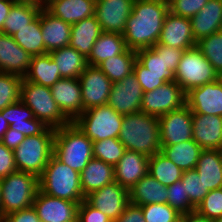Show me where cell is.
I'll return each instance as SVG.
<instances>
[{
    "instance_id": "61",
    "label": "cell",
    "mask_w": 222,
    "mask_h": 222,
    "mask_svg": "<svg viewBox=\"0 0 222 222\" xmlns=\"http://www.w3.org/2000/svg\"><path fill=\"white\" fill-rule=\"evenodd\" d=\"M213 222H222V217H221V218H218V219L213 220Z\"/></svg>"
},
{
    "instance_id": "32",
    "label": "cell",
    "mask_w": 222,
    "mask_h": 222,
    "mask_svg": "<svg viewBox=\"0 0 222 222\" xmlns=\"http://www.w3.org/2000/svg\"><path fill=\"white\" fill-rule=\"evenodd\" d=\"M49 54L58 66L61 78H79L88 66L87 58L70 45L53 50Z\"/></svg>"
},
{
    "instance_id": "11",
    "label": "cell",
    "mask_w": 222,
    "mask_h": 222,
    "mask_svg": "<svg viewBox=\"0 0 222 222\" xmlns=\"http://www.w3.org/2000/svg\"><path fill=\"white\" fill-rule=\"evenodd\" d=\"M158 119L161 146H171L193 139L192 111L186 104L178 110L158 117Z\"/></svg>"
},
{
    "instance_id": "50",
    "label": "cell",
    "mask_w": 222,
    "mask_h": 222,
    "mask_svg": "<svg viewBox=\"0 0 222 222\" xmlns=\"http://www.w3.org/2000/svg\"><path fill=\"white\" fill-rule=\"evenodd\" d=\"M14 151L0 142V179L17 172Z\"/></svg>"
},
{
    "instance_id": "18",
    "label": "cell",
    "mask_w": 222,
    "mask_h": 222,
    "mask_svg": "<svg viewBox=\"0 0 222 222\" xmlns=\"http://www.w3.org/2000/svg\"><path fill=\"white\" fill-rule=\"evenodd\" d=\"M191 20L187 17L167 13L157 44L188 50L196 46Z\"/></svg>"
},
{
    "instance_id": "59",
    "label": "cell",
    "mask_w": 222,
    "mask_h": 222,
    "mask_svg": "<svg viewBox=\"0 0 222 222\" xmlns=\"http://www.w3.org/2000/svg\"><path fill=\"white\" fill-rule=\"evenodd\" d=\"M0 217H1V183H0Z\"/></svg>"
},
{
    "instance_id": "4",
    "label": "cell",
    "mask_w": 222,
    "mask_h": 222,
    "mask_svg": "<svg viewBox=\"0 0 222 222\" xmlns=\"http://www.w3.org/2000/svg\"><path fill=\"white\" fill-rule=\"evenodd\" d=\"M39 189L52 197L66 199L80 204L85 200L80 173L62 163L54 155L39 176Z\"/></svg>"
},
{
    "instance_id": "2",
    "label": "cell",
    "mask_w": 222,
    "mask_h": 222,
    "mask_svg": "<svg viewBox=\"0 0 222 222\" xmlns=\"http://www.w3.org/2000/svg\"><path fill=\"white\" fill-rule=\"evenodd\" d=\"M118 140L125 149L148 157L161 152L158 117L141 111L124 115Z\"/></svg>"
},
{
    "instance_id": "40",
    "label": "cell",
    "mask_w": 222,
    "mask_h": 222,
    "mask_svg": "<svg viewBox=\"0 0 222 222\" xmlns=\"http://www.w3.org/2000/svg\"><path fill=\"white\" fill-rule=\"evenodd\" d=\"M196 47L222 77V30L197 41Z\"/></svg>"
},
{
    "instance_id": "53",
    "label": "cell",
    "mask_w": 222,
    "mask_h": 222,
    "mask_svg": "<svg viewBox=\"0 0 222 222\" xmlns=\"http://www.w3.org/2000/svg\"><path fill=\"white\" fill-rule=\"evenodd\" d=\"M184 51L185 50L179 48L164 45L165 61L168 70H171L175 73Z\"/></svg>"
},
{
    "instance_id": "9",
    "label": "cell",
    "mask_w": 222,
    "mask_h": 222,
    "mask_svg": "<svg viewBox=\"0 0 222 222\" xmlns=\"http://www.w3.org/2000/svg\"><path fill=\"white\" fill-rule=\"evenodd\" d=\"M219 78L212 64L196 46L184 51L175 71V82L185 93Z\"/></svg>"
},
{
    "instance_id": "52",
    "label": "cell",
    "mask_w": 222,
    "mask_h": 222,
    "mask_svg": "<svg viewBox=\"0 0 222 222\" xmlns=\"http://www.w3.org/2000/svg\"><path fill=\"white\" fill-rule=\"evenodd\" d=\"M7 222H41L36 210L32 207L10 213L4 217Z\"/></svg>"
},
{
    "instance_id": "41",
    "label": "cell",
    "mask_w": 222,
    "mask_h": 222,
    "mask_svg": "<svg viewBox=\"0 0 222 222\" xmlns=\"http://www.w3.org/2000/svg\"><path fill=\"white\" fill-rule=\"evenodd\" d=\"M125 146L118 138H106L93 142V158L104 161L113 167L119 162L125 152Z\"/></svg>"
},
{
    "instance_id": "35",
    "label": "cell",
    "mask_w": 222,
    "mask_h": 222,
    "mask_svg": "<svg viewBox=\"0 0 222 222\" xmlns=\"http://www.w3.org/2000/svg\"><path fill=\"white\" fill-rule=\"evenodd\" d=\"M41 9L42 7L31 3H15L5 19L1 32L12 36L31 24L38 17Z\"/></svg>"
},
{
    "instance_id": "25",
    "label": "cell",
    "mask_w": 222,
    "mask_h": 222,
    "mask_svg": "<svg viewBox=\"0 0 222 222\" xmlns=\"http://www.w3.org/2000/svg\"><path fill=\"white\" fill-rule=\"evenodd\" d=\"M95 0H49L45 9L69 24H75L95 15Z\"/></svg>"
},
{
    "instance_id": "12",
    "label": "cell",
    "mask_w": 222,
    "mask_h": 222,
    "mask_svg": "<svg viewBox=\"0 0 222 222\" xmlns=\"http://www.w3.org/2000/svg\"><path fill=\"white\" fill-rule=\"evenodd\" d=\"M143 90L132 72L120 82H113L107 105L122 115L140 112Z\"/></svg>"
},
{
    "instance_id": "22",
    "label": "cell",
    "mask_w": 222,
    "mask_h": 222,
    "mask_svg": "<svg viewBox=\"0 0 222 222\" xmlns=\"http://www.w3.org/2000/svg\"><path fill=\"white\" fill-rule=\"evenodd\" d=\"M32 56L24 51L12 36L0 32V72L16 74L24 78Z\"/></svg>"
},
{
    "instance_id": "55",
    "label": "cell",
    "mask_w": 222,
    "mask_h": 222,
    "mask_svg": "<svg viewBox=\"0 0 222 222\" xmlns=\"http://www.w3.org/2000/svg\"><path fill=\"white\" fill-rule=\"evenodd\" d=\"M15 4L13 0H0V32L5 19L8 17L11 7Z\"/></svg>"
},
{
    "instance_id": "34",
    "label": "cell",
    "mask_w": 222,
    "mask_h": 222,
    "mask_svg": "<svg viewBox=\"0 0 222 222\" xmlns=\"http://www.w3.org/2000/svg\"><path fill=\"white\" fill-rule=\"evenodd\" d=\"M202 150L193 139L171 146H161V153L182 171L196 168Z\"/></svg>"
},
{
    "instance_id": "28",
    "label": "cell",
    "mask_w": 222,
    "mask_h": 222,
    "mask_svg": "<svg viewBox=\"0 0 222 222\" xmlns=\"http://www.w3.org/2000/svg\"><path fill=\"white\" fill-rule=\"evenodd\" d=\"M102 30L96 16L83 19L71 26L70 46L88 58Z\"/></svg>"
},
{
    "instance_id": "1",
    "label": "cell",
    "mask_w": 222,
    "mask_h": 222,
    "mask_svg": "<svg viewBox=\"0 0 222 222\" xmlns=\"http://www.w3.org/2000/svg\"><path fill=\"white\" fill-rule=\"evenodd\" d=\"M168 12V0H135L122 34L127 48L138 51L156 45Z\"/></svg>"
},
{
    "instance_id": "15",
    "label": "cell",
    "mask_w": 222,
    "mask_h": 222,
    "mask_svg": "<svg viewBox=\"0 0 222 222\" xmlns=\"http://www.w3.org/2000/svg\"><path fill=\"white\" fill-rule=\"evenodd\" d=\"M41 222H77L79 204L49 196L40 189L33 201Z\"/></svg>"
},
{
    "instance_id": "26",
    "label": "cell",
    "mask_w": 222,
    "mask_h": 222,
    "mask_svg": "<svg viewBox=\"0 0 222 222\" xmlns=\"http://www.w3.org/2000/svg\"><path fill=\"white\" fill-rule=\"evenodd\" d=\"M190 20L196 42L222 30V0H209Z\"/></svg>"
},
{
    "instance_id": "62",
    "label": "cell",
    "mask_w": 222,
    "mask_h": 222,
    "mask_svg": "<svg viewBox=\"0 0 222 222\" xmlns=\"http://www.w3.org/2000/svg\"><path fill=\"white\" fill-rule=\"evenodd\" d=\"M0 222H7V221L4 218H1Z\"/></svg>"
},
{
    "instance_id": "3",
    "label": "cell",
    "mask_w": 222,
    "mask_h": 222,
    "mask_svg": "<svg viewBox=\"0 0 222 222\" xmlns=\"http://www.w3.org/2000/svg\"><path fill=\"white\" fill-rule=\"evenodd\" d=\"M92 147L93 141L74 122L55 131L53 155L79 173L93 158Z\"/></svg>"
},
{
    "instance_id": "8",
    "label": "cell",
    "mask_w": 222,
    "mask_h": 222,
    "mask_svg": "<svg viewBox=\"0 0 222 222\" xmlns=\"http://www.w3.org/2000/svg\"><path fill=\"white\" fill-rule=\"evenodd\" d=\"M123 116L105 104L83 111L73 122L94 142L118 138Z\"/></svg>"
},
{
    "instance_id": "37",
    "label": "cell",
    "mask_w": 222,
    "mask_h": 222,
    "mask_svg": "<svg viewBox=\"0 0 222 222\" xmlns=\"http://www.w3.org/2000/svg\"><path fill=\"white\" fill-rule=\"evenodd\" d=\"M15 42L31 56L45 54V46L41 31L40 13L29 25L12 35Z\"/></svg>"
},
{
    "instance_id": "45",
    "label": "cell",
    "mask_w": 222,
    "mask_h": 222,
    "mask_svg": "<svg viewBox=\"0 0 222 222\" xmlns=\"http://www.w3.org/2000/svg\"><path fill=\"white\" fill-rule=\"evenodd\" d=\"M141 209L146 222H172L180 216V213L167 203L146 204L141 206Z\"/></svg>"
},
{
    "instance_id": "20",
    "label": "cell",
    "mask_w": 222,
    "mask_h": 222,
    "mask_svg": "<svg viewBox=\"0 0 222 222\" xmlns=\"http://www.w3.org/2000/svg\"><path fill=\"white\" fill-rule=\"evenodd\" d=\"M192 137L203 150H222V116L192 113Z\"/></svg>"
},
{
    "instance_id": "54",
    "label": "cell",
    "mask_w": 222,
    "mask_h": 222,
    "mask_svg": "<svg viewBox=\"0 0 222 222\" xmlns=\"http://www.w3.org/2000/svg\"><path fill=\"white\" fill-rule=\"evenodd\" d=\"M25 135L20 131L8 128L3 136L2 143L11 150H15L20 143L25 139Z\"/></svg>"
},
{
    "instance_id": "19",
    "label": "cell",
    "mask_w": 222,
    "mask_h": 222,
    "mask_svg": "<svg viewBox=\"0 0 222 222\" xmlns=\"http://www.w3.org/2000/svg\"><path fill=\"white\" fill-rule=\"evenodd\" d=\"M52 96L61 112L73 122L82 112L81 84L78 78H62L51 87Z\"/></svg>"
},
{
    "instance_id": "5",
    "label": "cell",
    "mask_w": 222,
    "mask_h": 222,
    "mask_svg": "<svg viewBox=\"0 0 222 222\" xmlns=\"http://www.w3.org/2000/svg\"><path fill=\"white\" fill-rule=\"evenodd\" d=\"M1 218L33 206L39 191V177L28 172L17 171L0 179Z\"/></svg>"
},
{
    "instance_id": "51",
    "label": "cell",
    "mask_w": 222,
    "mask_h": 222,
    "mask_svg": "<svg viewBox=\"0 0 222 222\" xmlns=\"http://www.w3.org/2000/svg\"><path fill=\"white\" fill-rule=\"evenodd\" d=\"M115 222H146L141 206L129 203Z\"/></svg>"
},
{
    "instance_id": "16",
    "label": "cell",
    "mask_w": 222,
    "mask_h": 222,
    "mask_svg": "<svg viewBox=\"0 0 222 222\" xmlns=\"http://www.w3.org/2000/svg\"><path fill=\"white\" fill-rule=\"evenodd\" d=\"M135 0H96L95 16L102 32L124 33Z\"/></svg>"
},
{
    "instance_id": "13",
    "label": "cell",
    "mask_w": 222,
    "mask_h": 222,
    "mask_svg": "<svg viewBox=\"0 0 222 222\" xmlns=\"http://www.w3.org/2000/svg\"><path fill=\"white\" fill-rule=\"evenodd\" d=\"M78 79L83 111L107 104L113 83L97 66L88 65Z\"/></svg>"
},
{
    "instance_id": "24",
    "label": "cell",
    "mask_w": 222,
    "mask_h": 222,
    "mask_svg": "<svg viewBox=\"0 0 222 222\" xmlns=\"http://www.w3.org/2000/svg\"><path fill=\"white\" fill-rule=\"evenodd\" d=\"M0 113L8 121L9 128L20 131L26 137L41 134L47 128L21 100L0 110Z\"/></svg>"
},
{
    "instance_id": "47",
    "label": "cell",
    "mask_w": 222,
    "mask_h": 222,
    "mask_svg": "<svg viewBox=\"0 0 222 222\" xmlns=\"http://www.w3.org/2000/svg\"><path fill=\"white\" fill-rule=\"evenodd\" d=\"M133 73L136 75L137 81L139 82L143 92L152 91L165 83L164 74L148 72V70L138 60L134 63Z\"/></svg>"
},
{
    "instance_id": "46",
    "label": "cell",
    "mask_w": 222,
    "mask_h": 222,
    "mask_svg": "<svg viewBox=\"0 0 222 222\" xmlns=\"http://www.w3.org/2000/svg\"><path fill=\"white\" fill-rule=\"evenodd\" d=\"M196 211L210 220L222 217V188L208 192L201 203L196 207Z\"/></svg>"
},
{
    "instance_id": "27",
    "label": "cell",
    "mask_w": 222,
    "mask_h": 222,
    "mask_svg": "<svg viewBox=\"0 0 222 222\" xmlns=\"http://www.w3.org/2000/svg\"><path fill=\"white\" fill-rule=\"evenodd\" d=\"M81 188L84 196L115 182L114 167L102 160L92 158L80 172Z\"/></svg>"
},
{
    "instance_id": "58",
    "label": "cell",
    "mask_w": 222,
    "mask_h": 222,
    "mask_svg": "<svg viewBox=\"0 0 222 222\" xmlns=\"http://www.w3.org/2000/svg\"><path fill=\"white\" fill-rule=\"evenodd\" d=\"M15 3H31L39 7H45L44 0H13Z\"/></svg>"
},
{
    "instance_id": "30",
    "label": "cell",
    "mask_w": 222,
    "mask_h": 222,
    "mask_svg": "<svg viewBox=\"0 0 222 222\" xmlns=\"http://www.w3.org/2000/svg\"><path fill=\"white\" fill-rule=\"evenodd\" d=\"M195 169L209 191L222 188V150H202Z\"/></svg>"
},
{
    "instance_id": "49",
    "label": "cell",
    "mask_w": 222,
    "mask_h": 222,
    "mask_svg": "<svg viewBox=\"0 0 222 222\" xmlns=\"http://www.w3.org/2000/svg\"><path fill=\"white\" fill-rule=\"evenodd\" d=\"M112 220L83 200L79 204L77 222H111Z\"/></svg>"
},
{
    "instance_id": "43",
    "label": "cell",
    "mask_w": 222,
    "mask_h": 222,
    "mask_svg": "<svg viewBox=\"0 0 222 222\" xmlns=\"http://www.w3.org/2000/svg\"><path fill=\"white\" fill-rule=\"evenodd\" d=\"M181 181L189 195L191 204L196 208L208 194V188L204 186V183L195 168L184 171Z\"/></svg>"
},
{
    "instance_id": "36",
    "label": "cell",
    "mask_w": 222,
    "mask_h": 222,
    "mask_svg": "<svg viewBox=\"0 0 222 222\" xmlns=\"http://www.w3.org/2000/svg\"><path fill=\"white\" fill-rule=\"evenodd\" d=\"M136 60V51L127 48L122 54L104 60L97 67L112 81V83L120 82L133 72Z\"/></svg>"
},
{
    "instance_id": "7",
    "label": "cell",
    "mask_w": 222,
    "mask_h": 222,
    "mask_svg": "<svg viewBox=\"0 0 222 222\" xmlns=\"http://www.w3.org/2000/svg\"><path fill=\"white\" fill-rule=\"evenodd\" d=\"M20 100L33 111L34 117L47 127L58 129L71 123L61 112L49 87L23 79Z\"/></svg>"
},
{
    "instance_id": "6",
    "label": "cell",
    "mask_w": 222,
    "mask_h": 222,
    "mask_svg": "<svg viewBox=\"0 0 222 222\" xmlns=\"http://www.w3.org/2000/svg\"><path fill=\"white\" fill-rule=\"evenodd\" d=\"M56 129L47 127L41 134L27 136L13 150L18 171L40 176L53 155Z\"/></svg>"
},
{
    "instance_id": "29",
    "label": "cell",
    "mask_w": 222,
    "mask_h": 222,
    "mask_svg": "<svg viewBox=\"0 0 222 222\" xmlns=\"http://www.w3.org/2000/svg\"><path fill=\"white\" fill-rule=\"evenodd\" d=\"M130 203L143 206L146 204L167 203V187L149 173L141 178L129 190Z\"/></svg>"
},
{
    "instance_id": "33",
    "label": "cell",
    "mask_w": 222,
    "mask_h": 222,
    "mask_svg": "<svg viewBox=\"0 0 222 222\" xmlns=\"http://www.w3.org/2000/svg\"><path fill=\"white\" fill-rule=\"evenodd\" d=\"M57 67L49 53L32 56L29 70L23 79L50 88L62 79Z\"/></svg>"
},
{
    "instance_id": "21",
    "label": "cell",
    "mask_w": 222,
    "mask_h": 222,
    "mask_svg": "<svg viewBox=\"0 0 222 222\" xmlns=\"http://www.w3.org/2000/svg\"><path fill=\"white\" fill-rule=\"evenodd\" d=\"M148 166V156L126 149L119 162L114 166L115 182L130 190L148 174Z\"/></svg>"
},
{
    "instance_id": "10",
    "label": "cell",
    "mask_w": 222,
    "mask_h": 222,
    "mask_svg": "<svg viewBox=\"0 0 222 222\" xmlns=\"http://www.w3.org/2000/svg\"><path fill=\"white\" fill-rule=\"evenodd\" d=\"M186 93L175 81L165 82L152 91L144 92L140 111L160 117L186 104Z\"/></svg>"
},
{
    "instance_id": "48",
    "label": "cell",
    "mask_w": 222,
    "mask_h": 222,
    "mask_svg": "<svg viewBox=\"0 0 222 222\" xmlns=\"http://www.w3.org/2000/svg\"><path fill=\"white\" fill-rule=\"evenodd\" d=\"M209 0H168L172 14L191 18L207 4Z\"/></svg>"
},
{
    "instance_id": "39",
    "label": "cell",
    "mask_w": 222,
    "mask_h": 222,
    "mask_svg": "<svg viewBox=\"0 0 222 222\" xmlns=\"http://www.w3.org/2000/svg\"><path fill=\"white\" fill-rule=\"evenodd\" d=\"M183 172L161 152L149 157L148 173L166 187L181 180Z\"/></svg>"
},
{
    "instance_id": "17",
    "label": "cell",
    "mask_w": 222,
    "mask_h": 222,
    "mask_svg": "<svg viewBox=\"0 0 222 222\" xmlns=\"http://www.w3.org/2000/svg\"><path fill=\"white\" fill-rule=\"evenodd\" d=\"M185 99L192 113L222 116V77L190 89Z\"/></svg>"
},
{
    "instance_id": "57",
    "label": "cell",
    "mask_w": 222,
    "mask_h": 222,
    "mask_svg": "<svg viewBox=\"0 0 222 222\" xmlns=\"http://www.w3.org/2000/svg\"><path fill=\"white\" fill-rule=\"evenodd\" d=\"M8 128H9L8 121L0 113V142L3 141V136L5 132L8 130Z\"/></svg>"
},
{
    "instance_id": "56",
    "label": "cell",
    "mask_w": 222,
    "mask_h": 222,
    "mask_svg": "<svg viewBox=\"0 0 222 222\" xmlns=\"http://www.w3.org/2000/svg\"><path fill=\"white\" fill-rule=\"evenodd\" d=\"M181 222H213V220L200 215L195 210L189 213L181 214Z\"/></svg>"
},
{
    "instance_id": "44",
    "label": "cell",
    "mask_w": 222,
    "mask_h": 222,
    "mask_svg": "<svg viewBox=\"0 0 222 222\" xmlns=\"http://www.w3.org/2000/svg\"><path fill=\"white\" fill-rule=\"evenodd\" d=\"M167 204L180 214L195 211L196 208L191 204L189 195L184 188L181 180L167 187Z\"/></svg>"
},
{
    "instance_id": "14",
    "label": "cell",
    "mask_w": 222,
    "mask_h": 222,
    "mask_svg": "<svg viewBox=\"0 0 222 222\" xmlns=\"http://www.w3.org/2000/svg\"><path fill=\"white\" fill-rule=\"evenodd\" d=\"M85 201L107 215L112 221H116L130 203L129 190L118 182H113L88 194Z\"/></svg>"
},
{
    "instance_id": "31",
    "label": "cell",
    "mask_w": 222,
    "mask_h": 222,
    "mask_svg": "<svg viewBox=\"0 0 222 222\" xmlns=\"http://www.w3.org/2000/svg\"><path fill=\"white\" fill-rule=\"evenodd\" d=\"M126 49L127 46L122 34L102 32L92 47L87 64L98 66L104 60L122 54Z\"/></svg>"
},
{
    "instance_id": "38",
    "label": "cell",
    "mask_w": 222,
    "mask_h": 222,
    "mask_svg": "<svg viewBox=\"0 0 222 222\" xmlns=\"http://www.w3.org/2000/svg\"><path fill=\"white\" fill-rule=\"evenodd\" d=\"M137 60L154 74H164V81H175V73L167 69L164 45L156 44L151 48L136 51Z\"/></svg>"
},
{
    "instance_id": "60",
    "label": "cell",
    "mask_w": 222,
    "mask_h": 222,
    "mask_svg": "<svg viewBox=\"0 0 222 222\" xmlns=\"http://www.w3.org/2000/svg\"><path fill=\"white\" fill-rule=\"evenodd\" d=\"M172 222H181V214L175 221H172Z\"/></svg>"
},
{
    "instance_id": "23",
    "label": "cell",
    "mask_w": 222,
    "mask_h": 222,
    "mask_svg": "<svg viewBox=\"0 0 222 222\" xmlns=\"http://www.w3.org/2000/svg\"><path fill=\"white\" fill-rule=\"evenodd\" d=\"M40 23L45 46V54L65 46H69L71 38V24L53 16L44 7L40 11Z\"/></svg>"
},
{
    "instance_id": "42",
    "label": "cell",
    "mask_w": 222,
    "mask_h": 222,
    "mask_svg": "<svg viewBox=\"0 0 222 222\" xmlns=\"http://www.w3.org/2000/svg\"><path fill=\"white\" fill-rule=\"evenodd\" d=\"M23 77L0 72V110L20 100Z\"/></svg>"
}]
</instances>
